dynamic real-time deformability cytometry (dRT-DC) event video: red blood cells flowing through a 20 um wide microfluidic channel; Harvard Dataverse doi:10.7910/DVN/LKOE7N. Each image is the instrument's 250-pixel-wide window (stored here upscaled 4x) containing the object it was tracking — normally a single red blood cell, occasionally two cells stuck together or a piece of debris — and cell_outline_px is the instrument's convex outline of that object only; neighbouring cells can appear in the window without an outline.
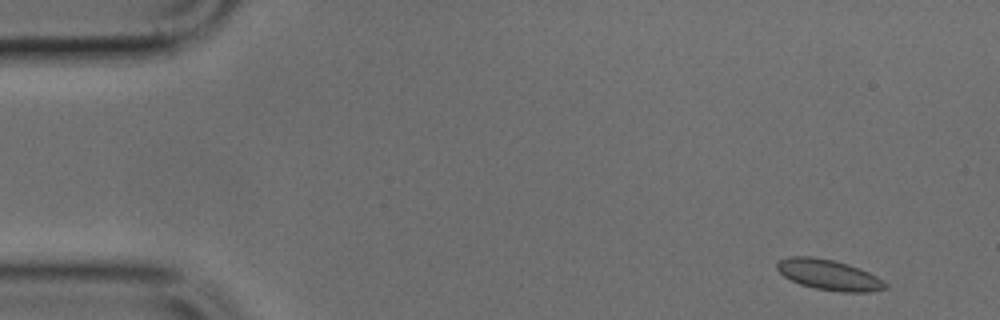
{"species": "common noctule bat (a hibernating species)", "species_latin": "Nyctalus noctula", "temperature_condition": "cold", "stored_images_in_passage": 48, "camera_frame_rate_fps": 3000, "um_per_image_px": 0.085, "animal": {"sex": "male", "body_mass_g": 17.9, "forearm_length_mm": 54.2}, "frame": {"image": 1, "passage_image": 2, "time_ms": 0.333, "image_size_px": [1000, 320], "cell_outline_px": [[888, 288], [868, 292], [840, 292], [816, 288], [800, 284], [784, 276], [776, 268], [776, 264], [780, 260], [788, 256], [812, 256], [832, 260], [848, 264], [868, 272], [876, 276], [888, 284]], "centroid_in_image_um": [70.45, 23.36], "position_along_channel_um": 14.5, "area_um2": 19.13}}
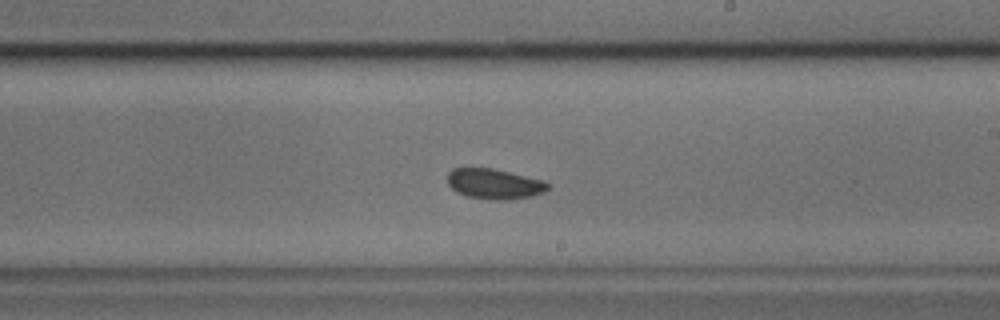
{"frame": {"image": 2, "passage_image": 27, "time_ms": 8.667, "image_size_px": [1000, 320], "cell_outline_px": [[552, 184], [544, 192], [532, 196], [508, 200], [496, 200], [468, 196], [456, 192], [448, 184], [448, 172], [452, 168], [492, 168], [544, 180]], "centroid_in_image_um": [42.04, 15.63], "position_along_channel_um": 247.0, "area_um2": 17.74}}
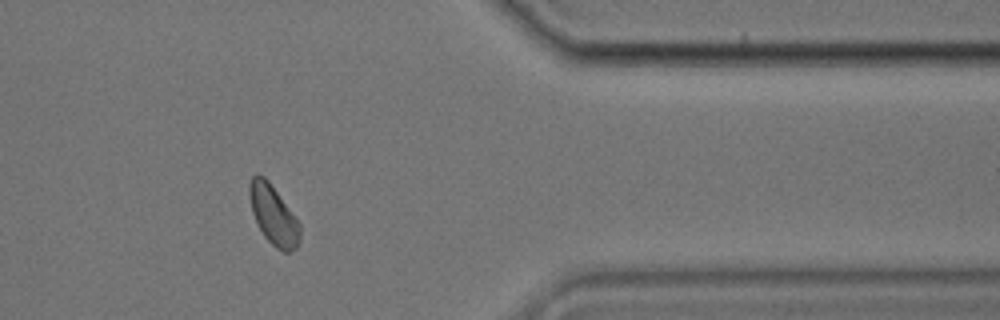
{"frame": {"image": 3, "passage_image": 39, "time_ms": 12.667, "image_size_px": [1000, 320], "cell_outline_px": [[300, 240], [296, 248], [288, 252], [284, 252], [276, 248], [264, 236], [252, 212], [248, 196], [248, 184], [252, 176], [256, 172], [264, 176], [268, 180], [300, 224]], "centroid_in_image_um": [23.21, 18.25], "position_along_channel_um": 388.2, "area_um2": 17.4}}